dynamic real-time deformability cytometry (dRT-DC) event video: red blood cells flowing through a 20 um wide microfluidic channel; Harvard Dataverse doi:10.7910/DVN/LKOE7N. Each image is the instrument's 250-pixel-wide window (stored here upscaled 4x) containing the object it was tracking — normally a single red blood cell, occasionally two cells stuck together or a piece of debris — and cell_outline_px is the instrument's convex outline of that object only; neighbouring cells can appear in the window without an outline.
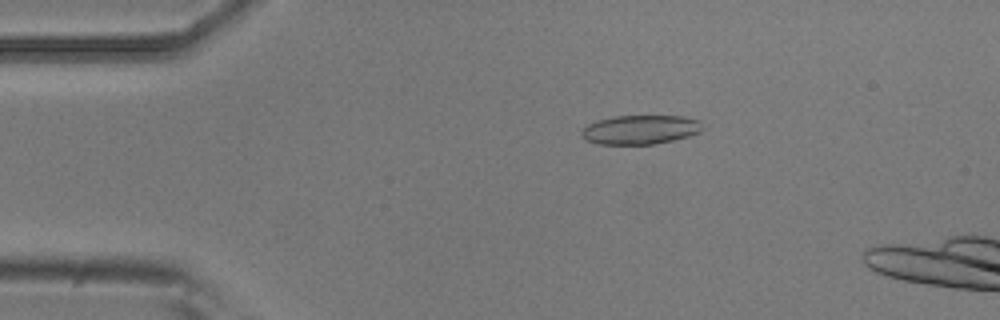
{"species": "common noctule bat (a hibernating species)", "species_latin": "Nyctalus noctula", "temperature_condition": "room temperature", "stored_images_in_passage": 4, "camera_frame_rate_fps": 3000, "um_per_image_px": 0.085, "animal": {"sex": "male", "body_mass_g": 20.5, "forearm_length_mm": 52.5}, "frame": {"image": 1, "passage_image": 3, "time_ms": 0.667, "image_size_px": [1000, 320], "cell_outline_px": [[704, 128], [700, 132], [688, 136], [672, 140], [652, 144], [600, 144], [584, 140], [580, 136], [580, 132], [588, 124], [596, 120], [612, 116], [684, 116], [700, 120]], "centroid_in_image_um": [54.41, 11.01], "position_along_channel_um": 30.6, "area_um2": 20.69}}